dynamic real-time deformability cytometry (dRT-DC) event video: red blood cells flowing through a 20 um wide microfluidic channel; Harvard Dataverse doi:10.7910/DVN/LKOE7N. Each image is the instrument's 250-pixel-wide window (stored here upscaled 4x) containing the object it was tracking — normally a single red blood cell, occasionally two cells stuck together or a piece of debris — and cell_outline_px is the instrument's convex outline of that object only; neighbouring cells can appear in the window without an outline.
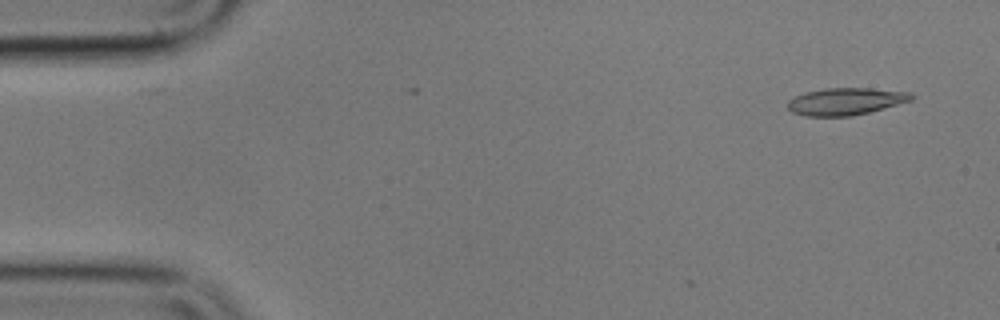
{"species": "common noctule bat (a hibernating species)", "species_latin": "Nyctalus noctula", "temperature_condition": "cold", "stored_images_in_passage": 4, "camera_frame_rate_fps": 3000, "um_per_image_px": 0.085, "animal": {"sex": "male", "body_mass_g": 17.9}, "frame": {"image": 1, "passage_image": 2, "time_ms": 0.333, "image_size_px": [1000, 320], "cell_outline_px": [[916, 96], [912, 100], [884, 108], [852, 116], [804, 116], [792, 112], [788, 108], [788, 100], [796, 96], [808, 92], [824, 88], [868, 88], [912, 92]], "centroid_in_image_um": [71.91, 8.62], "position_along_channel_um": 13.1, "area_um2": 19.54}}